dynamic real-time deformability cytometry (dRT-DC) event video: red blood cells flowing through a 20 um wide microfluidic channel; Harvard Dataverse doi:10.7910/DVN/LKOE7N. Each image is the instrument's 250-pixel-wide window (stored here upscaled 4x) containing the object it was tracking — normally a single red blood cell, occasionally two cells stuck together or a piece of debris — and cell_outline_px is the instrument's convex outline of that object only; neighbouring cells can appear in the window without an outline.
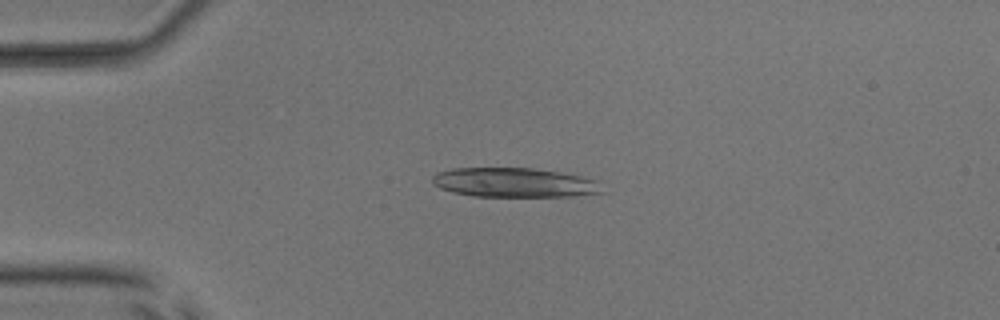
{"species": "common noctule bat (a hibernating species)", "species_latin": "Nyctalus noctula", "temperature_condition": "room temperature", "stored_images_in_passage": 47, "camera_frame_rate_fps": 3000, "um_per_image_px": 0.085, "animal": {"sex": "male", "body_mass_g": 17.9, "forearm_length_mm": 54.2}, "frame": {"image": 1, "passage_image": 9, "time_ms": 2.667, "image_size_px": [1000, 320], "cell_outline_px": [[604, 192], [572, 196], [472, 196], [452, 192], [440, 188], [432, 184], [432, 176], [436, 172], [452, 168], [532, 168], [560, 172], [580, 176], [596, 180]], "centroid_in_image_um": [43.66, 15.51], "position_along_channel_um": 41.3, "area_um2": 29.07}}